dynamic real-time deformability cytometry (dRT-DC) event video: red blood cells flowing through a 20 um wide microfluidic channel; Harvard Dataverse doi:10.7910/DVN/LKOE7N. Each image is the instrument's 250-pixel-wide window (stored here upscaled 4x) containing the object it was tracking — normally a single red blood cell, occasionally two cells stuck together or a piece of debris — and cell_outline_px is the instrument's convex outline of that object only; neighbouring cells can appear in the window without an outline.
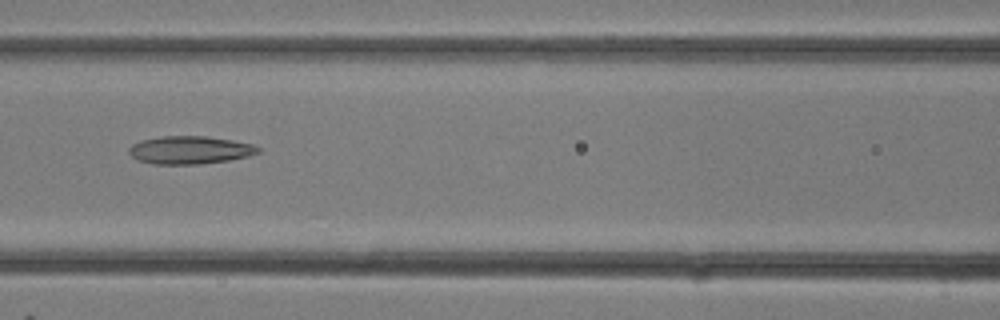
{"species": "common noctule bat (a hibernating species)", "species_latin": "Nyctalus noctula", "temperature_condition": "room temperature", "stored_images_in_passage": 19, "camera_frame_rate_fps": 3000, "um_per_image_px": 0.085, "animal": {"sex": "female"}, "frame": {"image": 1, "passage_image": 14, "time_ms": 4.333, "image_size_px": [1000, 320], "cell_outline_px": [[260, 152], [248, 156], [228, 160], [200, 164], [152, 164], [140, 160], [132, 156], [128, 152], [128, 148], [132, 144], [140, 140], [160, 136], [204, 136], [232, 140], [252, 144], [260, 148]], "centroid_in_image_um": [16.12, 12.75], "position_along_channel_um": 150.5, "area_um2": 20.98}}
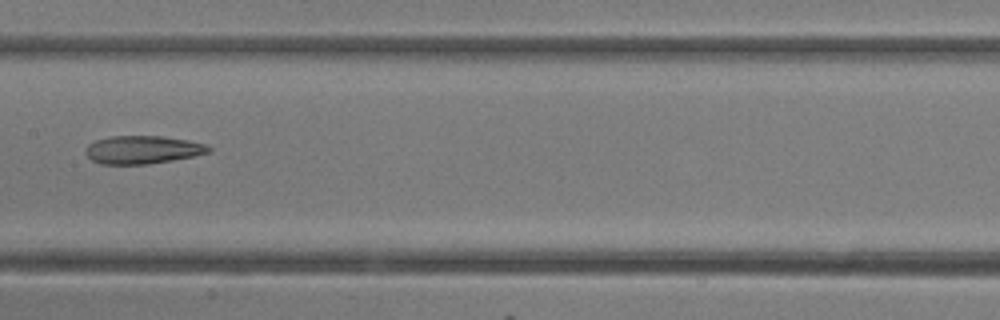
{"frame": {"image": 2, "passage_image": 16, "time_ms": 5.0, "image_size_px": [1000, 320], "cell_outline_px": [[212, 152], [172, 160], [148, 164], [100, 164], [92, 160], [84, 152], [88, 144], [96, 140], [112, 136], [164, 136], [188, 140], [208, 144], [212, 148]], "centroid_in_image_um": [12.15, 12.72], "position_along_channel_um": 195.2, "area_um2": 20.23}}
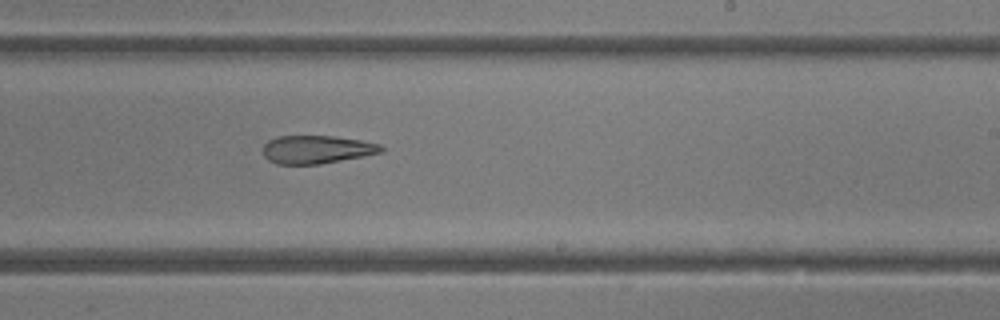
{"frame": {"image": 3, "passage_image": 19, "time_ms": 6.0, "image_size_px": [1000, 320], "cell_outline_px": [[384, 152], [364, 156], [320, 164], [276, 164], [268, 160], [264, 156], [264, 144], [268, 140], [276, 136], [332, 136], [360, 140], [380, 144], [384, 148]], "centroid_in_image_um": [26.92, 12.71], "position_along_channel_um": 262.1, "area_um2": 19.42}}